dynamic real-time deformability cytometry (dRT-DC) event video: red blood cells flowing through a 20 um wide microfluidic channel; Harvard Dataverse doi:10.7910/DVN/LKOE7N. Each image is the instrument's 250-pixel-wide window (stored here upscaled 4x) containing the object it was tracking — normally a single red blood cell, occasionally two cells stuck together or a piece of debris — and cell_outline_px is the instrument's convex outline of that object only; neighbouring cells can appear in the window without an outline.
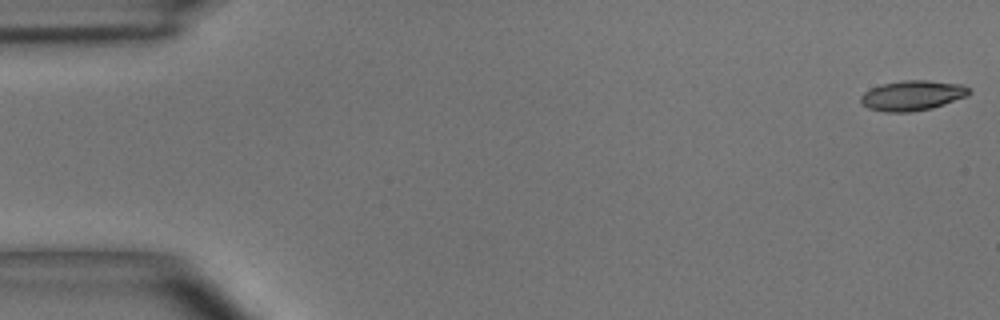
{"species": "common noctule bat (a hibernating species)", "species_latin": "Nyctalus noctula", "temperature_condition": "room temperature", "stored_images_in_passage": 49, "camera_frame_rate_fps": 3000, "um_per_image_px": 0.085, "animal": {"sex": "male", "body_mass_g": 15.6}, "frame": {"image": 1, "passage_image": 1, "time_ms": 0.0, "image_size_px": [1000, 320], "cell_outline_px": [[972, 92], [968, 96], [932, 108], [912, 112], [884, 112], [868, 108], [860, 100], [860, 96], [864, 92], [880, 84], [904, 80], [928, 80], [964, 84], [972, 88]], "centroid_in_image_um": [77.6, 8.11], "position_along_channel_um": 7.4, "area_um2": 19.25}}
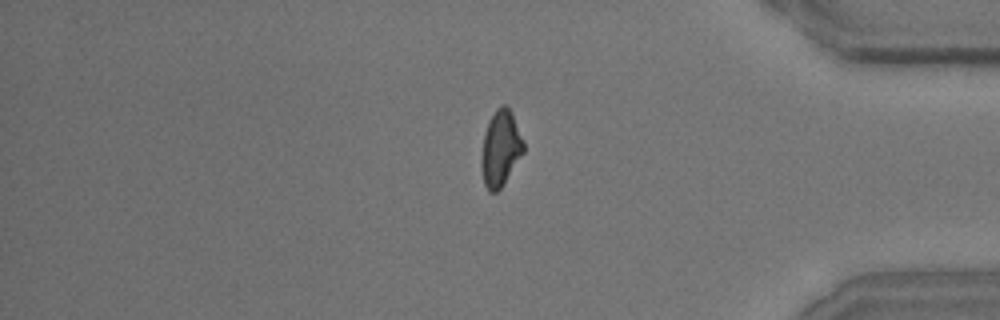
{"frame": {"image": 2, "passage_image": 41, "time_ms": 13.333, "image_size_px": [1000, 320], "cell_outline_px": [[524, 152], [500, 188], [496, 192], [488, 192], [484, 184], [480, 168], [480, 160], [484, 132], [488, 120], [496, 108], [504, 104], [512, 112], [524, 144]], "centroid_in_image_um": [42.51, 12.61], "position_along_channel_um": 392.7, "area_um2": 18.67}}
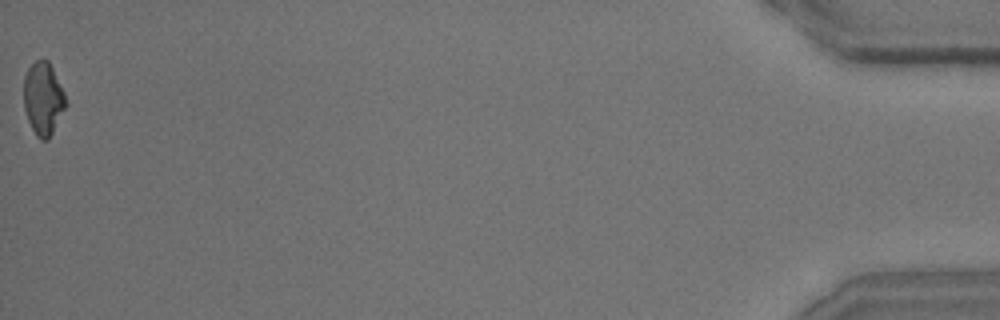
{"frame": {"image": 3, "passage_image": 49, "time_ms": 16.0, "image_size_px": [1000, 320], "cell_outline_px": [[68, 104], [48, 140], [40, 140], [36, 136], [28, 120], [24, 108], [24, 76], [28, 68], [36, 60], [48, 60], [64, 92]], "centroid_in_image_um": [3.68, 8.4], "position_along_channel_um": 431.5, "area_um2": 17.8}, "authors_computed_cell_mechanics": {"area_um2": 19.0162, "velocity_mm_per_s": 4.0837, "shape_relaxation_time_tau1_ms": 5.3976, "shape_relaxation_time_tau2_ms": 4.0589, "deformation_change_tau1": 0.1683, "deformation_change_tau2": 0.1322}}